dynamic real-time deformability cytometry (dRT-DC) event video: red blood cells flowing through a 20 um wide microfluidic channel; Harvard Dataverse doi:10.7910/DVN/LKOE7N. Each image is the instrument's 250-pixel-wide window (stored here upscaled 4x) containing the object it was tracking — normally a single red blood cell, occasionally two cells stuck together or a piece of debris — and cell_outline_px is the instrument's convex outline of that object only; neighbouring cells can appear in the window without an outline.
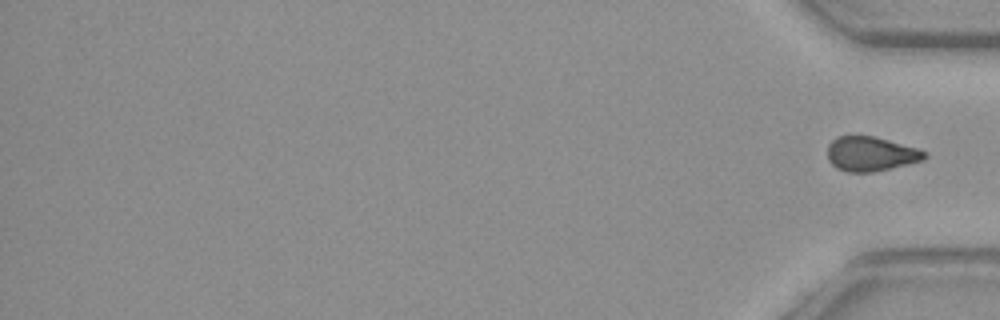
{"species": "common noctule bat (a hibernating species)", "species_latin": "Nyctalus noctula", "temperature_condition": "warm", "stored_images_in_passage": 41, "segment_of_instrument_passage": [2, 2], "camera_frame_rate_fps": 3000, "um_per_image_px": 0.085, "animal": {"sex": "female", "body_mass_g": 29.2, "forearm_length_mm": 56.3}, "frame": {"image": 1, "passage_image": 41, "time_ms": 13.333, "image_size_px": [1000, 320], "cell_outline_px": [[928, 156], [924, 160], [908, 164], [872, 172], [844, 172], [836, 168], [828, 160], [828, 144], [836, 136], [872, 136], [888, 140], [916, 148], [924, 152]], "centroid_in_image_um": [73.98, 13.09], "position_along_channel_um": 361.2, "area_um2": 19.42}}